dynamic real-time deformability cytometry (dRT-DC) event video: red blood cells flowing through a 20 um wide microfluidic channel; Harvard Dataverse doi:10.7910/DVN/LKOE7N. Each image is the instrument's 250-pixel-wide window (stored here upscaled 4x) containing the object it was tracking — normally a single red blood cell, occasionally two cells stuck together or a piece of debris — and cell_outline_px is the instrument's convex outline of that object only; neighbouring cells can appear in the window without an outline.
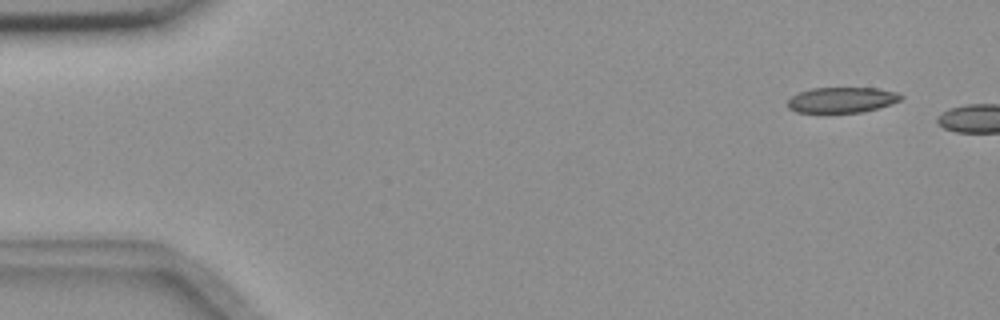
{"species": "common noctule bat (a hibernating species)", "species_latin": "Nyctalus noctula", "temperature_condition": "room temperature", "stored_images_in_passage": 7, "camera_frame_rate_fps": 3000, "um_per_image_px": 0.085, "animal": {"sex": "female", "body_mass_g": 18.4}, "frame": {"image": 1, "passage_image": 4, "time_ms": 1.0, "image_size_px": [1000, 320], "cell_outline_px": [[904, 96], [900, 100], [876, 108], [860, 112], [796, 112], [788, 108], [788, 100], [792, 96], [800, 92], [812, 88], [876, 88], [896, 92]], "centroid_in_image_um": [71.53, 8.48], "position_along_channel_um": 13.5, "area_um2": 16.53}}